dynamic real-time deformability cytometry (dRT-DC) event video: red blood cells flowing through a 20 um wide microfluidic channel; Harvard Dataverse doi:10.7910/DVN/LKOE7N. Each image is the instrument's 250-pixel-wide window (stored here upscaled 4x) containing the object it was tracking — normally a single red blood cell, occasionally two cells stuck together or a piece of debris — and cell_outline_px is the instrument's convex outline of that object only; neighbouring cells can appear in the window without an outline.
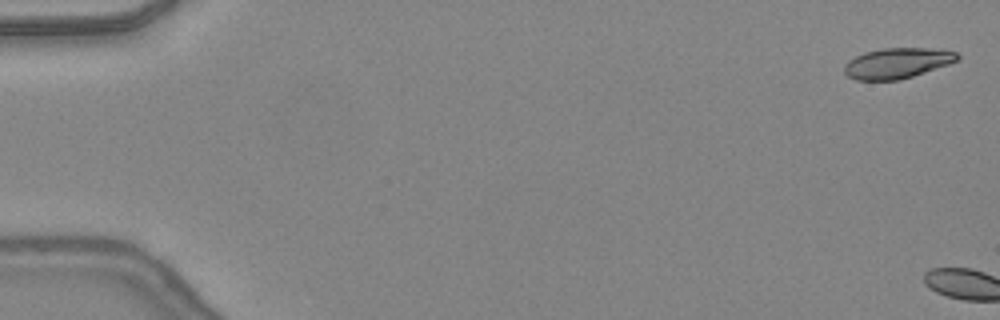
{"species": "common noctule bat (a hibernating species)", "species_latin": "Nyctalus noctula", "temperature_condition": "warm", "stored_images_in_passage": 4, "camera_frame_rate_fps": 3000, "um_per_image_px": 0.085, "animal": {"sex": "female", "body_mass_g": 24.6, "forearm_length_mm": 56.2}, "frame": {"image": 1, "passage_image": 2, "time_ms": 0.333, "image_size_px": [1000, 320], "cell_outline_px": [[960, 56], [956, 60], [948, 64], [900, 80], [856, 80], [848, 76], [844, 72], [844, 64], [848, 60], [864, 52], [884, 48], [928, 48], [956, 52]], "centroid_in_image_um": [76.21, 5.37], "position_along_channel_um": 8.8, "area_um2": 19.88}}